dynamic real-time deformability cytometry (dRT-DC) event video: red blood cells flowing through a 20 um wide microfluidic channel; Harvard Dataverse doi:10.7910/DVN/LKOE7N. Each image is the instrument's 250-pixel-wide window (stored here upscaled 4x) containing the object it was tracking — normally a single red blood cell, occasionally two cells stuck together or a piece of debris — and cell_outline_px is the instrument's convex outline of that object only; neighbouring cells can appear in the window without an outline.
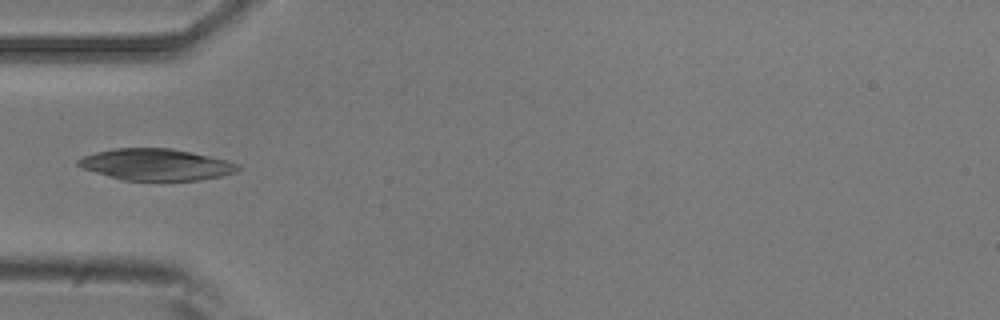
{"species": "common noctule bat (a hibernating species)", "species_latin": "Nyctalus noctula", "temperature_condition": "room temperature", "stored_images_in_passage": 7, "camera_frame_rate_fps": 3000, "um_per_image_px": 0.085, "animal": {"sex": "male", "body_mass_g": 20.5, "forearm_length_mm": 52.5}, "frame": {"image": 1, "passage_image": 6, "time_ms": 1.667, "image_size_px": [1000, 320], "cell_outline_px": [[240, 168], [236, 172], [220, 176], [200, 180], [124, 180], [108, 176], [80, 168], [76, 164], [76, 160], [84, 156], [96, 152], [116, 148], [172, 148], [228, 160], [236, 164]], "centroid_in_image_um": [13.23, 13.98], "position_along_channel_um": 71.8, "area_um2": 29.25}}
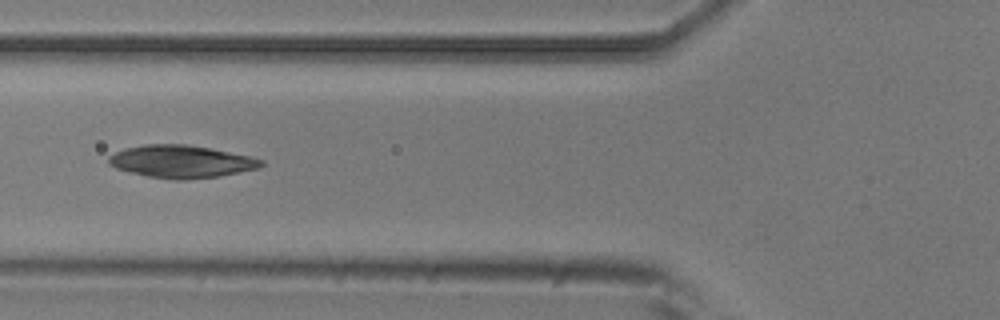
{"frame": {"image": 2, "passage_image": 7, "time_ms": 2.0, "image_size_px": [1000, 320], "cell_outline_px": [[264, 164], [256, 168], [220, 176], [184, 180], [176, 180], [148, 176], [116, 168], [108, 164], [108, 156], [124, 148], [144, 144], [188, 144], [252, 156], [264, 160]], "centroid_in_image_um": [15.4, 13.72], "position_along_channel_um": 110.4, "area_um2": 28.9}}